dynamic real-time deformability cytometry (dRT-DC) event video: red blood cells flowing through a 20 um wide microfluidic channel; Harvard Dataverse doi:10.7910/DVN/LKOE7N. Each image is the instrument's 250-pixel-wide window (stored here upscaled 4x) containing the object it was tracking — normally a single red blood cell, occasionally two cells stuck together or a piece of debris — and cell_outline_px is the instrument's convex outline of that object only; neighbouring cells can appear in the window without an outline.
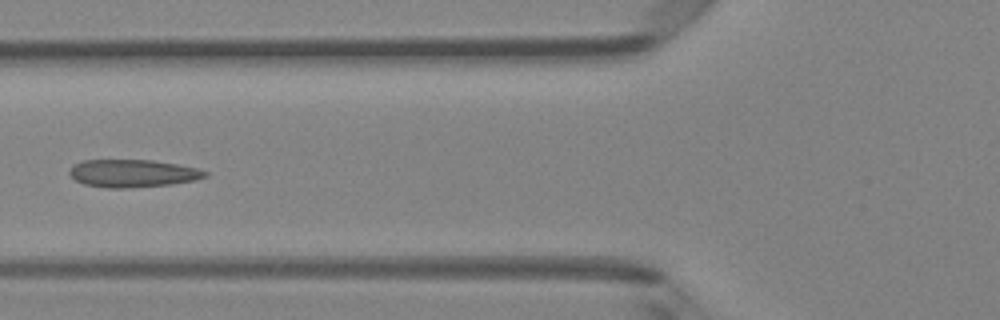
{"species": "Egyptian fruit bat (a non-hibernating species)", "species_latin": "Rousettus aegyptiacus", "temperature_condition": "room temperature", "stored_images_in_passage": 6, "camera_frame_rate_fps": 3000, "um_per_image_px": 0.085, "animal": {"sex": "female"}, "frame": {"image": 1, "passage_image": 5, "time_ms": 1.333, "image_size_px": [1000, 320], "cell_outline_px": [[208, 176], [196, 180], [172, 184], [128, 188], [108, 188], [84, 184], [76, 180], [68, 172], [76, 164], [84, 160], [152, 160], [200, 168], [208, 172]], "centroid_in_image_um": [11.34, 14.74], "position_along_channel_um": 114.5, "area_um2": 21.85}}
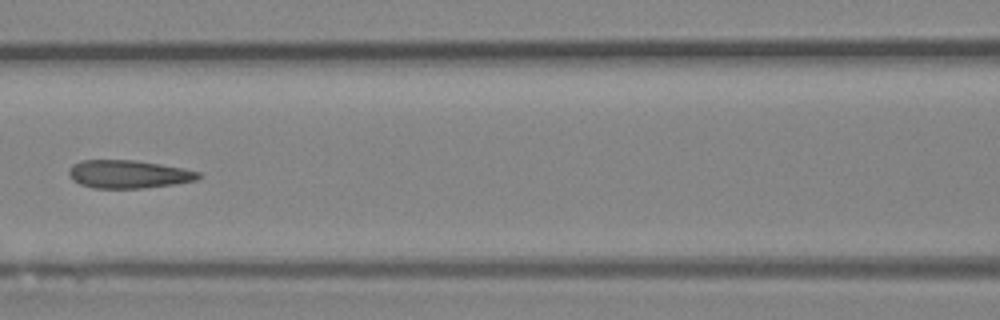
{"frame": {"image": 2, "passage_image": 6, "time_ms": 1.667, "image_size_px": [1000, 320], "cell_outline_px": [[204, 176], [196, 180], [176, 184], [144, 188], [92, 188], [80, 184], [72, 180], [68, 172], [72, 164], [80, 160], [136, 160], [184, 168], [200, 172]], "centroid_in_image_um": [10.94, 14.8], "position_along_channel_um": 155.7, "area_um2": 21.44}}